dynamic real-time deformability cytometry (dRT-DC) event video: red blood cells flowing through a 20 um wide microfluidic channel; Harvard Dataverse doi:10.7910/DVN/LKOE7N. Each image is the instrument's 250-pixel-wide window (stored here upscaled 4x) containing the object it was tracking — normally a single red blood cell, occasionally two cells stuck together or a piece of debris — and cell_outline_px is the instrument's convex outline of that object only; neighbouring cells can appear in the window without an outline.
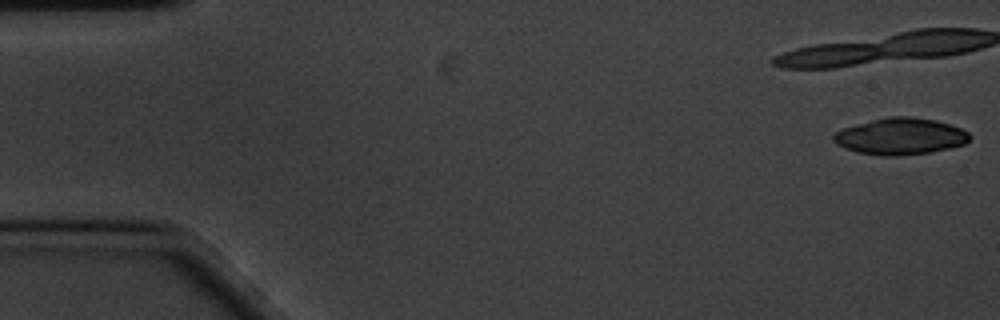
{"species": "common noctule bat (a hibernating species)", "species_latin": "Nyctalus noctula", "temperature_condition": "cold", "stored_images_in_passage": 20, "camera_frame_rate_fps": 3000, "um_per_image_px": 0.085, "animal": {"sex": "male", "body_mass_g": 20.1, "forearm_length_mm": 53.5}, "frame": {"image": 1, "passage_image": 1, "time_ms": 0.0, "image_size_px": [1000, 320], "cell_outline_px": [[972, 136], [964, 144], [932, 152], [900, 156], [880, 156], [856, 152], [844, 148], [836, 144], [832, 140], [832, 136], [836, 132], [844, 128], [856, 124], [888, 116], [908, 116], [936, 120], [960, 128], [968, 132]], "centroid_in_image_um": [76.51, 11.6], "position_along_channel_um": 8.5, "area_um2": 29.13}}